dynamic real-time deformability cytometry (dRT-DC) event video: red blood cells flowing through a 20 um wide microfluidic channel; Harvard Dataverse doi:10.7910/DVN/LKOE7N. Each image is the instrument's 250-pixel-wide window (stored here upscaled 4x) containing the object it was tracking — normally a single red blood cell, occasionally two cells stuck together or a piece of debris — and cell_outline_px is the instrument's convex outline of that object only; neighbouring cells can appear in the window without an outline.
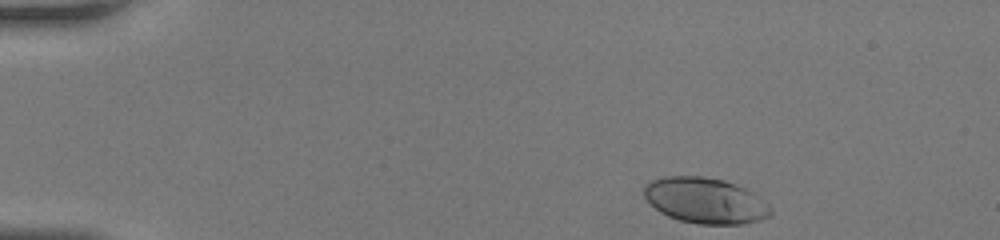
{"species": "human", "species_latin": "Homo sapiens", "temperature_condition": "room temperature", "stored_images_in_passage": 35, "camera_frame_rate_fps": 3000, "um_per_image_px": 0.085, "donor": {"sex": "female"}, "frame": {"image": 1, "passage_image": 1, "time_ms": 0.0, "image_size_px": [1000, 240], "cell_outline_px": [[772, 212], [768, 216], [760, 220], [744, 224], [696, 224], [680, 220], [668, 216], [660, 212], [644, 196], [644, 184], [648, 180], [660, 176], [704, 176], [724, 180], [744, 188], [752, 192], [768, 204], [772, 208]], "centroid_in_image_um": [59.92, 17.04], "position_along_channel_um": 25.1, "area_um2": 33.87}}
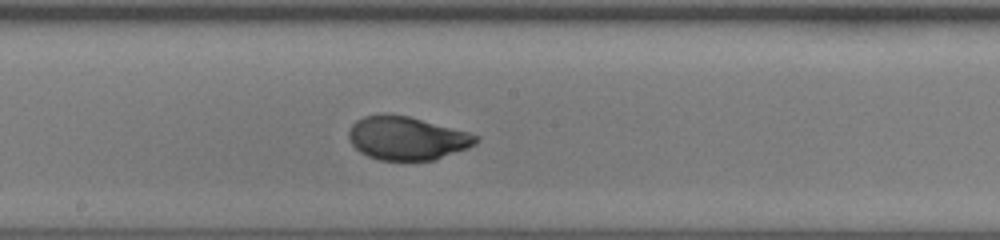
{"frame": {"image": 2, "passage_image": 20, "time_ms": 6.333, "image_size_px": [1000, 240], "cell_outline_px": [[480, 140], [476, 144], [468, 148], [436, 160], [380, 160], [368, 156], [360, 152], [348, 140], [348, 132], [352, 124], [356, 120], [364, 116], [380, 112], [388, 112], [408, 116], [468, 132], [480, 136]], "centroid_in_image_um": [34.57, 11.73], "position_along_channel_um": 213.6, "area_um2": 32.6}}
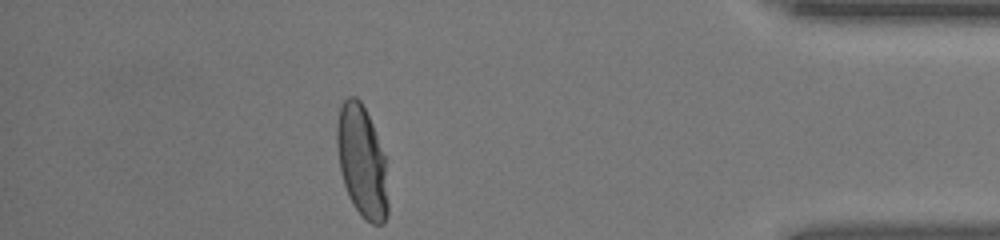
{"frame": {"image": 3, "passage_image": 35, "time_ms": 11.333, "image_size_px": [1000, 240], "cell_outline_px": [[388, 216], [384, 224], [372, 224], [364, 220], [352, 204], [348, 196], [344, 184], [340, 168], [336, 144], [336, 124], [340, 108], [344, 100], [348, 96], [356, 96], [360, 100], [372, 124], [384, 156], [388, 204]], "centroid_in_image_um": [30.75, 13.77], "position_along_channel_um": 404.5, "area_um2": 33.23}}